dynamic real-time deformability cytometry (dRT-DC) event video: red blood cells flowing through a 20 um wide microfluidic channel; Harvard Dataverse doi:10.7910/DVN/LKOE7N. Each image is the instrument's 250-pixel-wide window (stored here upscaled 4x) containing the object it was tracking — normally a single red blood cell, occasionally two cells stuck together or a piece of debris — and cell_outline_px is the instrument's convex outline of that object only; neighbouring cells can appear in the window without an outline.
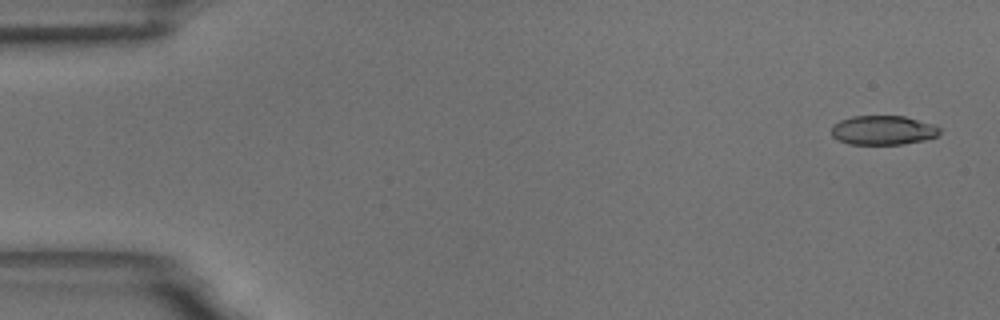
{"species": "common noctule bat (a hibernating species)", "species_latin": "Nyctalus noctula", "temperature_condition": "room temperature", "stored_images_in_passage": 56, "camera_frame_rate_fps": 3000, "um_per_image_px": 0.085, "animal": {"sex": "male", "body_mass_g": 18.8}, "frame": {"image": 1, "passage_image": 2, "time_ms": 0.333, "image_size_px": [1000, 320], "cell_outline_px": [[940, 132], [936, 136], [924, 140], [900, 144], [848, 144], [832, 136], [832, 124], [840, 120], [852, 116], [904, 116], [932, 124], [940, 128]], "centroid_in_image_um": [75.03, 11.06], "position_along_channel_um": 10.0, "area_um2": 18.32}}
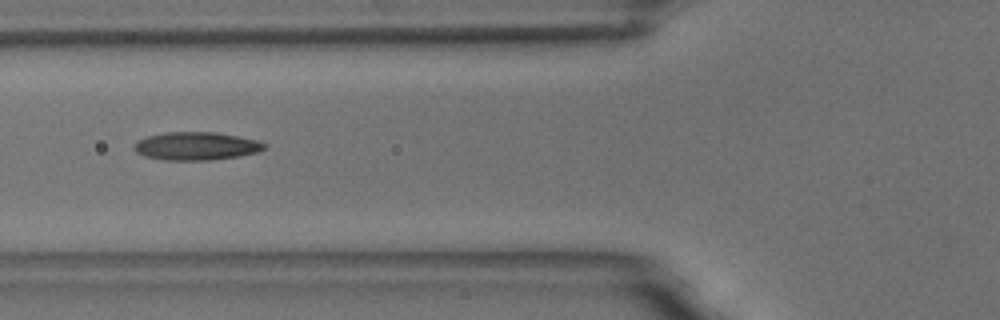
{"frame": {"image": 2, "passage_image": 21, "time_ms": 6.667, "image_size_px": [1000, 320], "cell_outline_px": [[268, 148], [260, 152], [212, 160], [164, 160], [144, 156], [136, 152], [132, 148], [140, 140], [148, 136], [164, 132], [216, 132], [260, 140], [268, 144]], "centroid_in_image_um": [16.75, 12.41], "position_along_channel_um": 109.1, "area_um2": 21.5}}
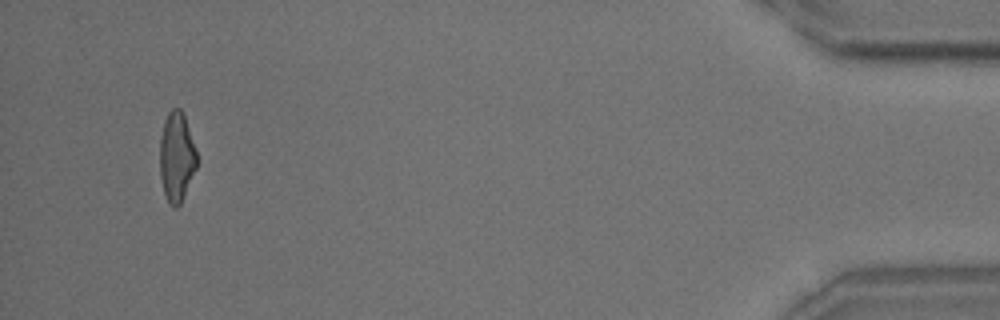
{"frame": {"image": 3, "passage_image": 53, "time_ms": 17.333, "image_size_px": [1000, 320], "cell_outline_px": [[200, 160], [180, 204], [176, 208], [172, 208], [168, 204], [164, 192], [160, 176], [160, 136], [164, 120], [168, 112], [172, 108], [180, 108], [184, 112]], "centroid_in_image_um": [15.03, 13.31], "position_along_channel_um": 420.2, "area_um2": 19.88}, "authors_computed_cell_mechanics": {"area_um2": 20.0277, "velocity_mm_per_s": 3.6284, "shape_relaxation_time_tau1_ms": 7.0027, "shape_relaxation_time_tau2_ms": 1.9194, "deformation_change_tau1": 0.2173, "deformation_change_tau2": 0.1044}}